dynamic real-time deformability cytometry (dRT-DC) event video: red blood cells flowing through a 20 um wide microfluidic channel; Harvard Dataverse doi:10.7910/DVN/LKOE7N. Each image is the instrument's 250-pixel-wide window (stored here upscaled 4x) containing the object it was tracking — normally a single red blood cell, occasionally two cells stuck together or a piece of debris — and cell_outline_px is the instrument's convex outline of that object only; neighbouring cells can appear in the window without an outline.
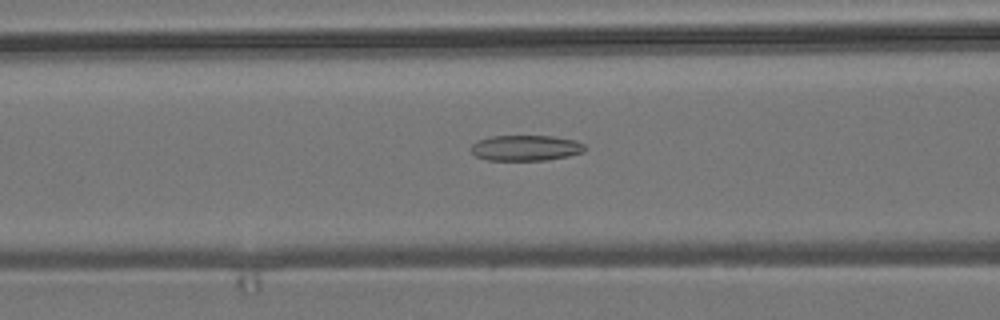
{"species": "common noctule bat (a hibernating species)", "species_latin": "Nyctalus noctula", "temperature_condition": "room temperature", "stored_images_in_passage": 54, "camera_frame_rate_fps": 3000, "um_per_image_px": 0.085, "animal": {"sex": "male", "body_mass_g": 19.2, "forearm_length_mm": 51.8}, "frame": {"image": 1, "passage_image": 22, "time_ms": 7.0, "image_size_px": [1000, 320], "cell_outline_px": [[588, 148], [584, 152], [568, 156], [548, 160], [488, 160], [476, 156], [472, 152], [472, 144], [476, 140], [492, 136], [552, 136], [576, 140], [584, 144]], "centroid_in_image_um": [44.73, 12.57], "position_along_channel_um": 121.9, "area_um2": 17.11}}
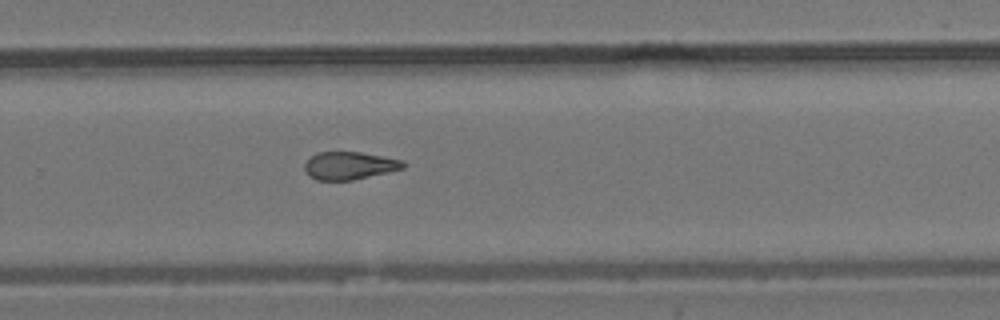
{"frame": {"image": 2, "passage_image": 36, "time_ms": 11.667, "image_size_px": [1000, 320], "cell_outline_px": [[404, 168], [388, 172], [352, 180], [316, 180], [308, 176], [304, 168], [304, 164], [316, 152], [360, 152], [404, 160]], "centroid_in_image_um": [29.68, 14.08], "position_along_channel_um": 300.1, "area_um2": 15.9}}
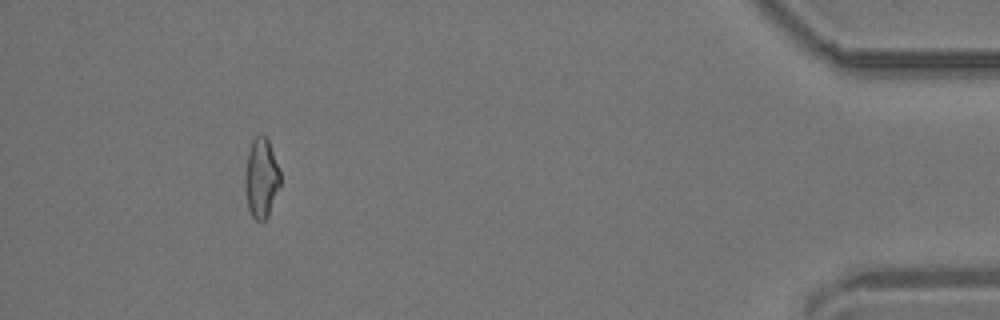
{"frame": {"image": 3, "passage_image": 50, "time_ms": 16.333, "image_size_px": [1000, 320], "cell_outline_px": [[280, 184], [268, 216], [260, 224], [252, 216], [248, 208], [244, 192], [244, 176], [248, 152], [252, 140], [260, 132], [268, 140], [280, 172]], "centroid_in_image_um": [22.18, 15.16], "position_along_channel_um": 413.0, "area_um2": 16.47}, "authors_computed_cell_mechanics": {"area_um2": 17.1666, "velocity_mm_per_s": 3.8262, "shape_relaxation_time_tau1_ms": null, "shape_relaxation_time_tau2_ms": 4.3878, "deformation_change_tau1": null, "deformation_change_tau2": 0.1408}}